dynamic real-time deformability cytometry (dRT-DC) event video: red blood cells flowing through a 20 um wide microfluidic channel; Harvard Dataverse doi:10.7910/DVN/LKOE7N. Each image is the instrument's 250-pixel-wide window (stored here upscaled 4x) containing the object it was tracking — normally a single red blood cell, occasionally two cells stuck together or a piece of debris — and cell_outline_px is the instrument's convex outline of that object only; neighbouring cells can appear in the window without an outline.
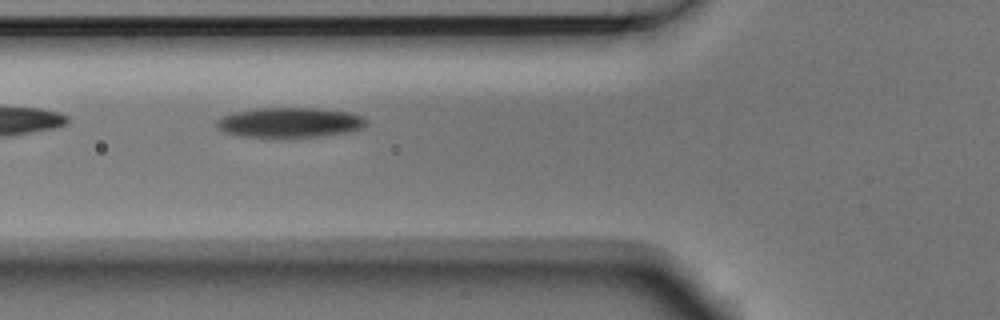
{"species": "Egyptian fruit bat (a non-hibernating species)", "species_latin": "Rousettus aegyptiacus", "temperature_condition": "room temperature", "stored_images_in_passage": 4, "camera_frame_rate_fps": 3000, "um_per_image_px": 0.085, "animal": {"sex": "male"}, "frame": {"image": 1, "passage_image": 3, "time_ms": 0.667, "image_size_px": [1000, 320], "cell_outline_px": [[368, 124], [364, 128], [344, 132], [320, 136], [288, 140], [264, 140], [236, 136], [224, 132], [216, 128], [216, 120], [224, 116], [236, 112], [256, 108], [316, 108], [352, 112], [364, 116], [368, 120]], "centroid_in_image_um": [24.6, 10.47], "position_along_channel_um": 101.2, "area_um2": 27.57}}
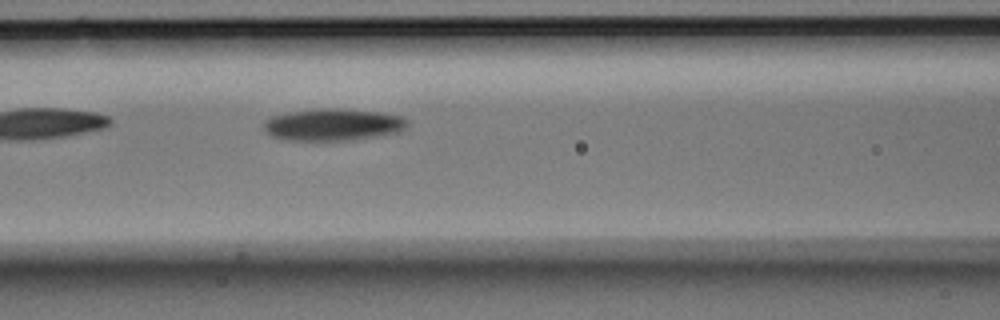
{"frame": {"image": 2, "passage_image": 4, "time_ms": 1.0, "image_size_px": [1000, 320], "cell_outline_px": [[408, 124], [400, 132], [344, 140], [288, 140], [272, 136], [264, 132], [264, 120], [272, 116], [288, 112], [320, 108], [340, 108], [380, 112], [400, 116], [408, 120]], "centroid_in_image_um": [28.27, 10.58], "position_along_channel_um": 138.3, "area_um2": 26.65}}